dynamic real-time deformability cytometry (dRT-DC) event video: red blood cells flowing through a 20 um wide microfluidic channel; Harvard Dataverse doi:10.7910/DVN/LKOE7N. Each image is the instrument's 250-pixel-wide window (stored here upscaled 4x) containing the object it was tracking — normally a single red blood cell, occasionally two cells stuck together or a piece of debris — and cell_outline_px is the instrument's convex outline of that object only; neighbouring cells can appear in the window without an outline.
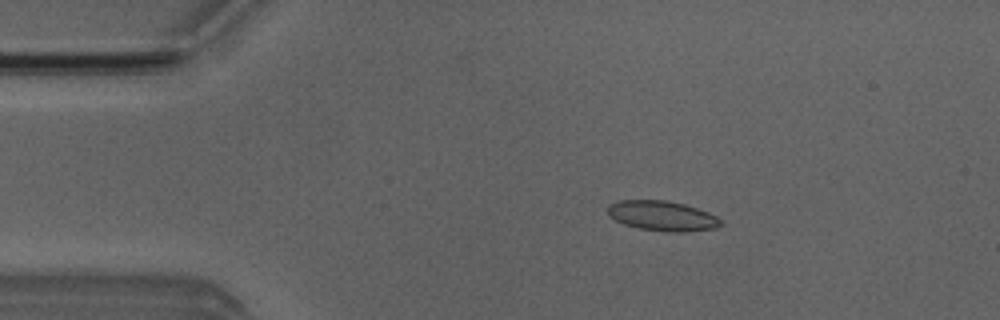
{"species": "Egyptian fruit bat (a non-hibernating species)", "species_latin": "Rousettus aegyptiacus", "temperature_condition": "room temperature", "stored_images_in_passage": 3, "camera_frame_rate_fps": 3000, "um_per_image_px": 0.085, "animal": {"sex": "male"}, "frame": {"image": 1, "passage_image": 1, "time_ms": 0.0, "image_size_px": [1000, 320], "cell_outline_px": [[724, 224], [716, 228], [684, 232], [668, 232], [640, 228], [624, 224], [608, 216], [608, 204], [620, 200], [668, 200], [684, 204], [708, 212], [724, 220]], "centroid_in_image_um": [56.32, 18.35], "position_along_channel_um": 28.7, "area_um2": 19.88}}
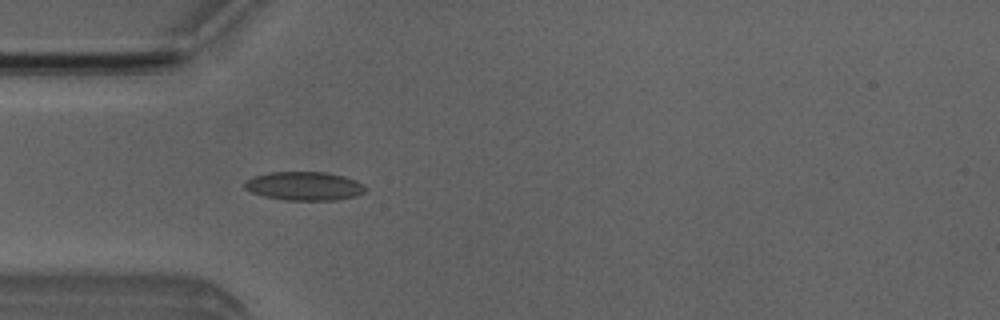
{"frame": {"image": 2, "passage_image": 3, "time_ms": 2.0, "image_size_px": [1000, 320], "cell_outline_px": [[364, 192], [356, 196], [336, 200], [284, 200], [264, 196], [252, 192], [244, 188], [244, 180], [252, 176], [268, 172], [324, 172], [344, 176], [356, 180], [364, 184]], "centroid_in_image_um": [25.83, 15.81], "position_along_channel_um": 59.2, "area_um2": 20.29}}